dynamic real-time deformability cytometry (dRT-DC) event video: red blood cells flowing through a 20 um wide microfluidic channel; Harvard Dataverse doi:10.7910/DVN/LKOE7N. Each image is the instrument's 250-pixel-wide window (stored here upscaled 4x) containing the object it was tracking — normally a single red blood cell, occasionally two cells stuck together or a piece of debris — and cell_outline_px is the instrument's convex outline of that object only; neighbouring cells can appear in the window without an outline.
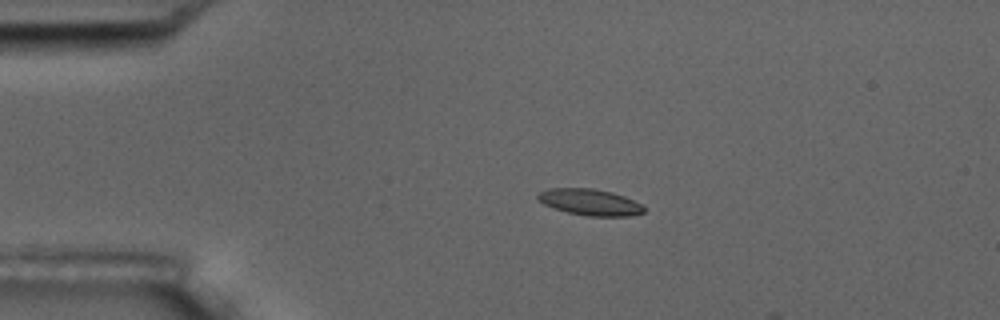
{"species": "common noctule bat (a hibernating species)", "species_latin": "Nyctalus noctula", "temperature_condition": "room temperature", "stored_images_in_passage": 4, "camera_frame_rate_fps": 3000, "um_per_image_px": 0.085, "animal": {"sex": "male", "body_mass_g": 17.5, "forearm_length_mm": 52.3}, "frame": {"image": 1, "passage_image": 3, "time_ms": 3.0, "image_size_px": [1000, 320], "cell_outline_px": [[644, 212], [628, 216], [588, 216], [568, 212], [544, 204], [536, 196], [540, 192], [548, 188], [592, 188], [612, 192], [624, 196], [644, 204]], "centroid_in_image_um": [50.18, 17.17], "position_along_channel_um": 34.8, "area_um2": 16.18}}